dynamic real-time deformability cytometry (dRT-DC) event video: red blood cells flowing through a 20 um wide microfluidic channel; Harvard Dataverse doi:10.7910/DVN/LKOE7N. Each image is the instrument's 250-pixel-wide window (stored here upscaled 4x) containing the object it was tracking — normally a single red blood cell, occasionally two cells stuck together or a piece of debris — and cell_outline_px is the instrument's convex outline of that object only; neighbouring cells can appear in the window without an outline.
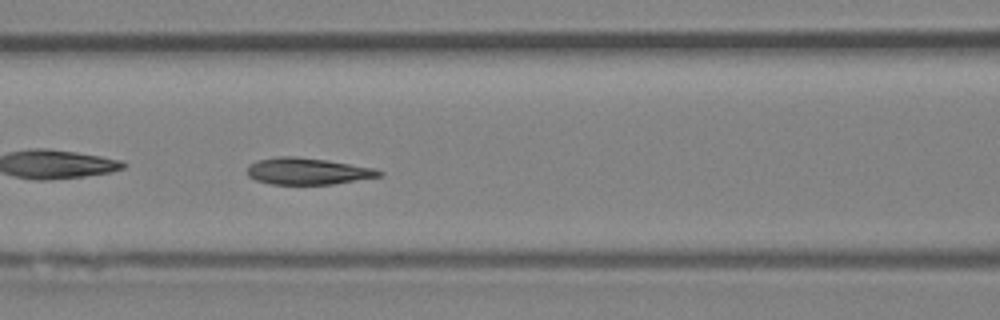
{"species": "Egyptian fruit bat (a non-hibernating species)", "species_latin": "Rousettus aegyptiacus", "temperature_condition": "room temperature", "stored_images_in_passage": 40, "camera_frame_rate_fps": 3000, "um_per_image_px": 0.085, "animal": {"sex": "female"}, "frame": {"image": 1, "passage_image": 12, "time_ms": 3.667, "image_size_px": [1000, 320], "cell_outline_px": [[384, 176], [332, 184], [272, 184], [256, 180], [248, 176], [248, 164], [256, 160], [280, 156], [296, 156], [328, 160], [376, 168], [384, 172]], "centroid_in_image_um": [26.19, 14.54], "position_along_channel_um": 140.4, "area_um2": 20.69}, "authors_computed_cell_mechanics": {"area_um2": 20.7502, "velocity_mm_per_s": 4.1686, "shape_relaxation_time_tau1_ms": 4.5094, "shape_relaxation_time_tau2_ms": 2.4609, "deformation_change_tau1": 0.1571, "deformation_change_tau2": 0.0802}}